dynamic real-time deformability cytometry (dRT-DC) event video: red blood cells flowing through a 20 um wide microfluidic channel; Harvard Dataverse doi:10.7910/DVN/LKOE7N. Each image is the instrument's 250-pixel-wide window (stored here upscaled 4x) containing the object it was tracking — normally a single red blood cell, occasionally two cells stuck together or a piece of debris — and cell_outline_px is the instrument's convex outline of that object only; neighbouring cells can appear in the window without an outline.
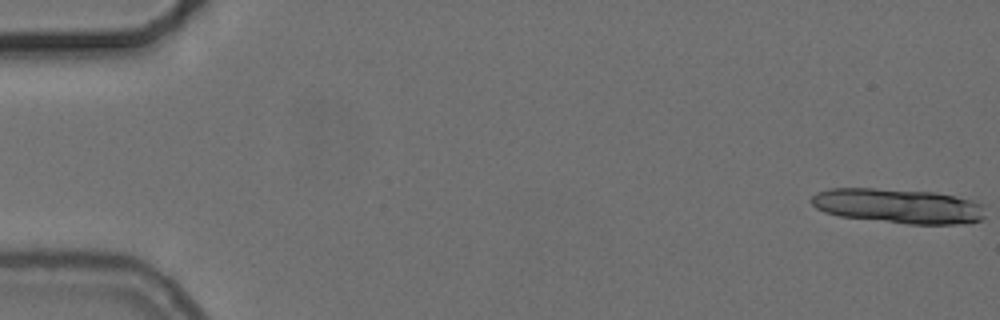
{"species": "common noctule bat (a hibernating species)", "species_latin": "Nyctalus noctula", "temperature_condition": "cold", "stored_images_in_passage": 12, "camera_frame_rate_fps": 3000, "um_per_image_px": 0.085, "animal": {"sex": "female", "body_mass_g": 24.6, "forearm_length_mm": 56.2}, "frame": {"image": 1, "passage_image": 1, "time_ms": 0.0, "image_size_px": [1000, 320], "cell_outline_px": [[984, 216], [980, 220], [968, 224], [908, 224], [840, 216], [824, 212], [816, 208], [808, 200], [816, 192], [828, 188], [872, 188], [936, 192], [976, 200], [984, 204]], "centroid_in_image_um": [76.38, 17.5], "position_along_channel_um": 8.6, "area_um2": 35.66}}